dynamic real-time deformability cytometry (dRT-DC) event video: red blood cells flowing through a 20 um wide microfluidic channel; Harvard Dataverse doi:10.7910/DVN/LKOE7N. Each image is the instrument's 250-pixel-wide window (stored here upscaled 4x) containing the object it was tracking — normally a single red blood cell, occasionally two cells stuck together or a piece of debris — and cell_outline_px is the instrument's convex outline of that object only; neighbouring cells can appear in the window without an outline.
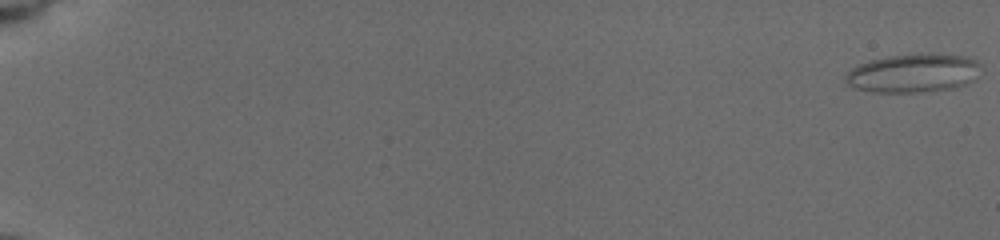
{"species": "common noctule bat (a hibernating species)", "species_latin": "Nyctalus noctula", "temperature_condition": "cold", "stored_images_in_passage": 57, "camera_frame_rate_fps": 3000, "um_per_image_px": 0.085, "animal": {"sex": "female", "body_mass_g": 19.5, "forearm_length_mm": 54.1}, "frame": {"image": 1, "passage_image": 1, "time_ms": 0.0, "image_size_px": [1000, 240], "cell_outline_px": [[984, 68], [976, 80], [956, 88], [916, 92], [872, 92], [852, 88], [844, 80], [844, 76], [856, 64], [868, 60], [888, 56], [964, 56], [976, 60]], "centroid_in_image_um": [77.62, 6.26], "position_along_channel_um": 7.4, "area_um2": 30.23}}
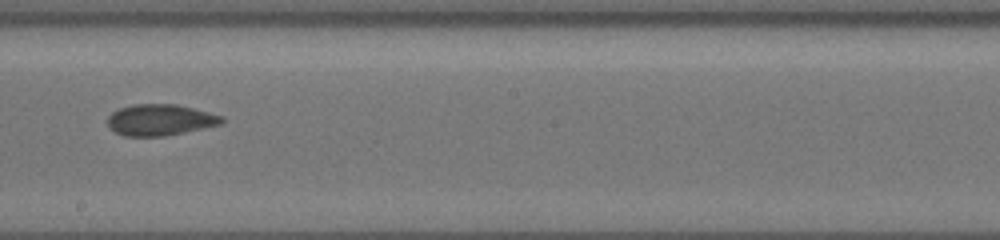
{"frame": {"image": 2, "passage_image": 36, "time_ms": 11.667, "image_size_px": [1000, 240], "cell_outline_px": [[224, 124], [164, 136], [124, 136], [116, 132], [108, 124], [108, 116], [112, 112], [120, 108], [132, 104], [176, 104], [224, 116]], "centroid_in_image_um": [13.64, 10.19], "position_along_channel_um": 234.6, "area_um2": 20.75}}
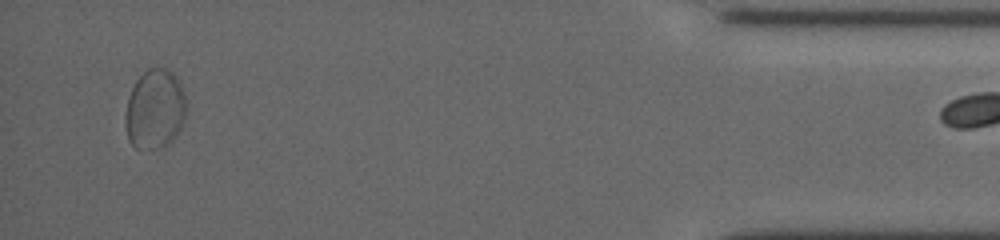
{"frame": {"image": 3, "passage_image": 56, "time_ms": 18.333, "image_size_px": [1000, 240], "cell_outline_px": [[184, 116], [180, 128], [176, 136], [164, 148], [136, 148], [128, 140], [124, 120], [124, 116], [128, 100], [132, 88], [136, 80], [148, 68], [168, 68], [176, 76], [184, 92]], "centroid_in_image_um": [13.14, 9.29], "position_along_channel_um": 422.1, "area_um2": 28.15}}